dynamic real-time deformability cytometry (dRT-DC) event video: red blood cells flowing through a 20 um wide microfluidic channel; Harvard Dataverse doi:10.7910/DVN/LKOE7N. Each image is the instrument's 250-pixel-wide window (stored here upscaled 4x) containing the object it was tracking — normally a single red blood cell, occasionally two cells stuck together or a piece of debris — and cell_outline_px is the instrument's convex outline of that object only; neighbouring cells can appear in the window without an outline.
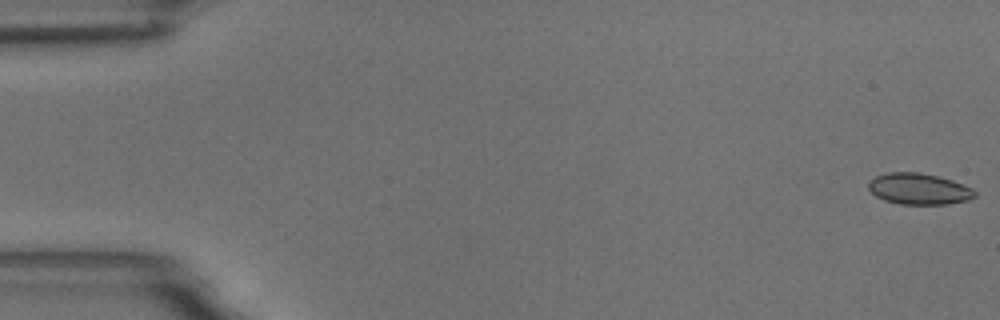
{"species": "common noctule bat (a hibernating species)", "species_latin": "Nyctalus noctula", "temperature_condition": "room temperature", "stored_images_in_passage": 6, "camera_frame_rate_fps": 3000, "um_per_image_px": 0.085, "animal": {"sex": "male", "body_mass_g": 18.8}, "frame": {"image": 1, "passage_image": 1, "time_ms": 0.0, "image_size_px": [1000, 320], "cell_outline_px": [[976, 196], [968, 200], [948, 204], [900, 204], [884, 200], [876, 196], [868, 188], [868, 180], [876, 176], [888, 172], [920, 172], [952, 180], [972, 188], [976, 192]], "centroid_in_image_um": [78.09, 16.05], "position_along_channel_um": 6.9, "area_um2": 19.36}}
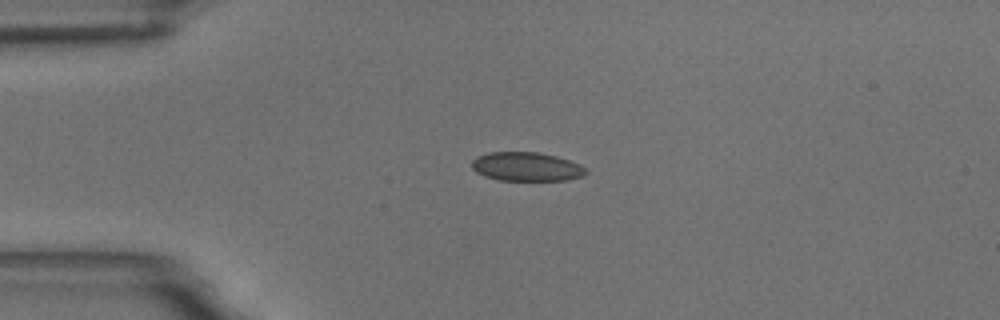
{"frame": {"image": 2, "passage_image": 4, "time_ms": 4.333, "image_size_px": [1000, 320], "cell_outline_px": [[588, 172], [584, 176], [568, 180], [500, 180], [484, 176], [476, 172], [472, 168], [472, 160], [476, 156], [488, 152], [536, 152], [556, 156], [580, 164]], "centroid_in_image_um": [44.74, 14.16], "position_along_channel_um": 40.3, "area_um2": 19.25}}